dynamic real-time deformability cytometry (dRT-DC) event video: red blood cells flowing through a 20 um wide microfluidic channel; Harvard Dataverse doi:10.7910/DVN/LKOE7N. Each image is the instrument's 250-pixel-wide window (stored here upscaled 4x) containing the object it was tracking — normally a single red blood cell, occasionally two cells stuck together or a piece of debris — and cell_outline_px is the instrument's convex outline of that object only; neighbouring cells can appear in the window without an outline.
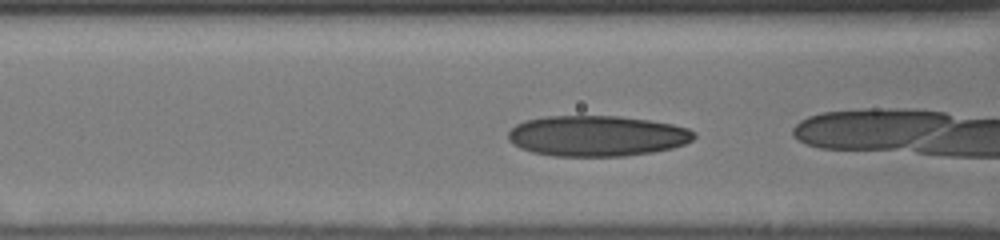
{"species": "human", "species_latin": "Homo sapiens", "temperature_condition": "cold", "stored_images_in_passage": 17, "camera_frame_rate_fps": 3000, "um_per_image_px": 0.085, "donor": {"sex": "male"}, "frame": {"image": 1, "passage_image": 13, "time_ms": 4.0, "image_size_px": [1000, 240], "cell_outline_px": [[696, 136], [692, 140], [684, 144], [672, 148], [652, 152], [624, 156], [552, 156], [532, 152], [520, 148], [512, 144], [508, 140], [508, 132], [516, 124], [524, 120], [544, 116], [620, 116], [648, 120], [672, 124], [688, 128], [696, 132]], "centroid_in_image_um": [50.72, 11.55], "position_along_channel_um": 115.9, "area_um2": 44.33}}
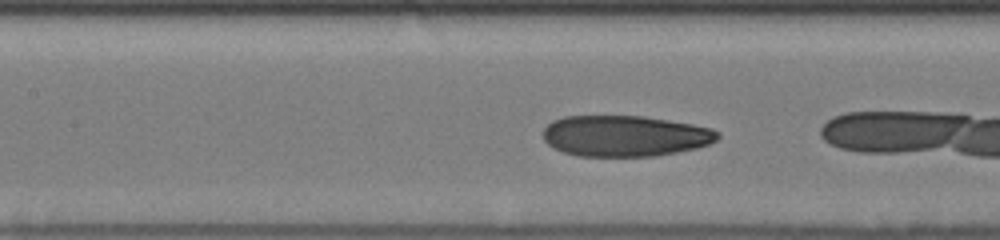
{"frame": {"image": 2, "passage_image": 16, "time_ms": 5.0, "image_size_px": [1000, 240], "cell_outline_px": [[720, 136], [716, 140], [708, 144], [696, 148], [656, 156], [580, 156], [564, 152], [552, 148], [544, 140], [544, 128], [552, 120], [564, 116], [644, 116], [692, 124], [712, 128], [720, 132]], "centroid_in_image_um": [53.12, 11.55], "position_along_channel_um": 154.3, "area_um2": 41.79}}